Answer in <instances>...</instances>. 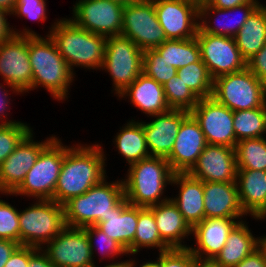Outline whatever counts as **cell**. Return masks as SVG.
<instances>
[{"label":"cell","instance_id":"obj_1","mask_svg":"<svg viewBox=\"0 0 266 267\" xmlns=\"http://www.w3.org/2000/svg\"><path fill=\"white\" fill-rule=\"evenodd\" d=\"M97 142L88 145L78 141L65 152L53 196L58 204L84 194L108 176L106 150Z\"/></svg>","mask_w":266,"mask_h":267},{"label":"cell","instance_id":"obj_2","mask_svg":"<svg viewBox=\"0 0 266 267\" xmlns=\"http://www.w3.org/2000/svg\"><path fill=\"white\" fill-rule=\"evenodd\" d=\"M28 53L32 68V91L43 88L62 104L69 99L76 76L59 53L50 35H28Z\"/></svg>","mask_w":266,"mask_h":267},{"label":"cell","instance_id":"obj_3","mask_svg":"<svg viewBox=\"0 0 266 267\" xmlns=\"http://www.w3.org/2000/svg\"><path fill=\"white\" fill-rule=\"evenodd\" d=\"M54 22V23H53ZM45 35L55 42L69 69L76 75V68L90 71L101 69L104 60L106 37L77 26L66 17L56 18Z\"/></svg>","mask_w":266,"mask_h":267},{"label":"cell","instance_id":"obj_4","mask_svg":"<svg viewBox=\"0 0 266 267\" xmlns=\"http://www.w3.org/2000/svg\"><path fill=\"white\" fill-rule=\"evenodd\" d=\"M174 172L164 157L150 156L129 166L122 177L124 196L129 204L150 207L167 201Z\"/></svg>","mask_w":266,"mask_h":267},{"label":"cell","instance_id":"obj_5","mask_svg":"<svg viewBox=\"0 0 266 267\" xmlns=\"http://www.w3.org/2000/svg\"><path fill=\"white\" fill-rule=\"evenodd\" d=\"M108 177L84 194L63 204L68 227L84 228L106 221V217L112 213V208L125 197L122 178L110 181Z\"/></svg>","mask_w":266,"mask_h":267},{"label":"cell","instance_id":"obj_6","mask_svg":"<svg viewBox=\"0 0 266 267\" xmlns=\"http://www.w3.org/2000/svg\"><path fill=\"white\" fill-rule=\"evenodd\" d=\"M72 146L65 144L58 134L40 153L34 165L27 172L20 187L13 194L33 200H53L57 179L63 165L64 154Z\"/></svg>","mask_w":266,"mask_h":267},{"label":"cell","instance_id":"obj_7","mask_svg":"<svg viewBox=\"0 0 266 267\" xmlns=\"http://www.w3.org/2000/svg\"><path fill=\"white\" fill-rule=\"evenodd\" d=\"M66 226L63 205L54 200H33L19 209L20 245L42 249Z\"/></svg>","mask_w":266,"mask_h":267},{"label":"cell","instance_id":"obj_8","mask_svg":"<svg viewBox=\"0 0 266 267\" xmlns=\"http://www.w3.org/2000/svg\"><path fill=\"white\" fill-rule=\"evenodd\" d=\"M143 56L144 51L125 36L115 35L106 38L100 71L109 74L113 96L121 94L143 72Z\"/></svg>","mask_w":266,"mask_h":267},{"label":"cell","instance_id":"obj_9","mask_svg":"<svg viewBox=\"0 0 266 267\" xmlns=\"http://www.w3.org/2000/svg\"><path fill=\"white\" fill-rule=\"evenodd\" d=\"M212 97L233 112L260 108L266 106V84L246 68L216 77Z\"/></svg>","mask_w":266,"mask_h":267},{"label":"cell","instance_id":"obj_10","mask_svg":"<svg viewBox=\"0 0 266 267\" xmlns=\"http://www.w3.org/2000/svg\"><path fill=\"white\" fill-rule=\"evenodd\" d=\"M121 35L142 51L155 49L167 40L155 13L154 0H136L124 6Z\"/></svg>","mask_w":266,"mask_h":267},{"label":"cell","instance_id":"obj_11","mask_svg":"<svg viewBox=\"0 0 266 267\" xmlns=\"http://www.w3.org/2000/svg\"><path fill=\"white\" fill-rule=\"evenodd\" d=\"M71 19L92 33L111 37L121 35L124 6L109 0H76Z\"/></svg>","mask_w":266,"mask_h":267},{"label":"cell","instance_id":"obj_12","mask_svg":"<svg viewBox=\"0 0 266 267\" xmlns=\"http://www.w3.org/2000/svg\"><path fill=\"white\" fill-rule=\"evenodd\" d=\"M196 40L200 47L201 60L213 79L247 68V61L241 55L234 37L211 35L198 28Z\"/></svg>","mask_w":266,"mask_h":267},{"label":"cell","instance_id":"obj_13","mask_svg":"<svg viewBox=\"0 0 266 267\" xmlns=\"http://www.w3.org/2000/svg\"><path fill=\"white\" fill-rule=\"evenodd\" d=\"M33 131L0 164L1 194H13L20 187L41 151L57 136L51 134L52 136H47L45 139L38 141L35 140L36 135Z\"/></svg>","mask_w":266,"mask_h":267},{"label":"cell","instance_id":"obj_14","mask_svg":"<svg viewBox=\"0 0 266 267\" xmlns=\"http://www.w3.org/2000/svg\"><path fill=\"white\" fill-rule=\"evenodd\" d=\"M42 250L56 267H94L92 251L83 228L66 226Z\"/></svg>","mask_w":266,"mask_h":267},{"label":"cell","instance_id":"obj_15","mask_svg":"<svg viewBox=\"0 0 266 267\" xmlns=\"http://www.w3.org/2000/svg\"><path fill=\"white\" fill-rule=\"evenodd\" d=\"M190 113L199 123L207 144L236 147L231 109L208 97L199 99Z\"/></svg>","mask_w":266,"mask_h":267},{"label":"cell","instance_id":"obj_16","mask_svg":"<svg viewBox=\"0 0 266 267\" xmlns=\"http://www.w3.org/2000/svg\"><path fill=\"white\" fill-rule=\"evenodd\" d=\"M0 76L23 95L32 91L28 35H13L0 43Z\"/></svg>","mask_w":266,"mask_h":267},{"label":"cell","instance_id":"obj_17","mask_svg":"<svg viewBox=\"0 0 266 267\" xmlns=\"http://www.w3.org/2000/svg\"><path fill=\"white\" fill-rule=\"evenodd\" d=\"M157 19L166 38L172 40L196 37L199 7L188 0H154Z\"/></svg>","mask_w":266,"mask_h":267},{"label":"cell","instance_id":"obj_18","mask_svg":"<svg viewBox=\"0 0 266 267\" xmlns=\"http://www.w3.org/2000/svg\"><path fill=\"white\" fill-rule=\"evenodd\" d=\"M187 173L203 182H236L235 148L207 144Z\"/></svg>","mask_w":266,"mask_h":267},{"label":"cell","instance_id":"obj_19","mask_svg":"<svg viewBox=\"0 0 266 267\" xmlns=\"http://www.w3.org/2000/svg\"><path fill=\"white\" fill-rule=\"evenodd\" d=\"M207 142L199 123L190 113L181 123L170 155L166 158L174 173H187Z\"/></svg>","mask_w":266,"mask_h":267},{"label":"cell","instance_id":"obj_20","mask_svg":"<svg viewBox=\"0 0 266 267\" xmlns=\"http://www.w3.org/2000/svg\"><path fill=\"white\" fill-rule=\"evenodd\" d=\"M189 114L190 112L186 110L170 109L149 116L148 122L143 121L150 156L167 158L170 155L181 123Z\"/></svg>","mask_w":266,"mask_h":267},{"label":"cell","instance_id":"obj_21","mask_svg":"<svg viewBox=\"0 0 266 267\" xmlns=\"http://www.w3.org/2000/svg\"><path fill=\"white\" fill-rule=\"evenodd\" d=\"M234 218H205L192 228L195 243L188 249L198 260L213 261L224 247L229 232L240 221ZM194 245V246H193Z\"/></svg>","mask_w":266,"mask_h":267},{"label":"cell","instance_id":"obj_22","mask_svg":"<svg viewBox=\"0 0 266 267\" xmlns=\"http://www.w3.org/2000/svg\"><path fill=\"white\" fill-rule=\"evenodd\" d=\"M260 4V1H249L229 9L215 8L208 4L201 5L199 7V29L211 35L235 37Z\"/></svg>","mask_w":266,"mask_h":267},{"label":"cell","instance_id":"obj_23","mask_svg":"<svg viewBox=\"0 0 266 267\" xmlns=\"http://www.w3.org/2000/svg\"><path fill=\"white\" fill-rule=\"evenodd\" d=\"M171 186L177 190L171 200L191 228L205 219L203 181L188 173H174ZM176 187V188H175ZM178 188V189H177Z\"/></svg>","mask_w":266,"mask_h":267},{"label":"cell","instance_id":"obj_24","mask_svg":"<svg viewBox=\"0 0 266 267\" xmlns=\"http://www.w3.org/2000/svg\"><path fill=\"white\" fill-rule=\"evenodd\" d=\"M148 208L154 214L162 241L170 249H186L189 247L187 241H192L189 240L190 237L192 238V228L185 221L171 198Z\"/></svg>","mask_w":266,"mask_h":267},{"label":"cell","instance_id":"obj_25","mask_svg":"<svg viewBox=\"0 0 266 267\" xmlns=\"http://www.w3.org/2000/svg\"><path fill=\"white\" fill-rule=\"evenodd\" d=\"M203 192L205 218L246 219L236 182H203Z\"/></svg>","mask_w":266,"mask_h":267},{"label":"cell","instance_id":"obj_26","mask_svg":"<svg viewBox=\"0 0 266 267\" xmlns=\"http://www.w3.org/2000/svg\"><path fill=\"white\" fill-rule=\"evenodd\" d=\"M236 184L244 213L255 221L266 220V171L237 169Z\"/></svg>","mask_w":266,"mask_h":267},{"label":"cell","instance_id":"obj_27","mask_svg":"<svg viewBox=\"0 0 266 267\" xmlns=\"http://www.w3.org/2000/svg\"><path fill=\"white\" fill-rule=\"evenodd\" d=\"M118 99L130 102L133 107L144 113L146 117L164 113L170 110L164 94L163 85L141 73L138 78L128 86Z\"/></svg>","mask_w":266,"mask_h":267},{"label":"cell","instance_id":"obj_28","mask_svg":"<svg viewBox=\"0 0 266 267\" xmlns=\"http://www.w3.org/2000/svg\"><path fill=\"white\" fill-rule=\"evenodd\" d=\"M138 222V206L131 205L124 197L106 217V221L96 226L110 238L120 243L128 252L134 255V236Z\"/></svg>","mask_w":266,"mask_h":267},{"label":"cell","instance_id":"obj_29","mask_svg":"<svg viewBox=\"0 0 266 267\" xmlns=\"http://www.w3.org/2000/svg\"><path fill=\"white\" fill-rule=\"evenodd\" d=\"M249 221L238 222L229 232L220 253L212 261L218 267H234L260 245V236H254Z\"/></svg>","mask_w":266,"mask_h":267},{"label":"cell","instance_id":"obj_30","mask_svg":"<svg viewBox=\"0 0 266 267\" xmlns=\"http://www.w3.org/2000/svg\"><path fill=\"white\" fill-rule=\"evenodd\" d=\"M113 136L112 142L117 153L130 166L142 159L150 157L147 147L143 120L128 119Z\"/></svg>","mask_w":266,"mask_h":267},{"label":"cell","instance_id":"obj_31","mask_svg":"<svg viewBox=\"0 0 266 267\" xmlns=\"http://www.w3.org/2000/svg\"><path fill=\"white\" fill-rule=\"evenodd\" d=\"M243 58L248 61L266 43V5L261 3L234 37Z\"/></svg>","mask_w":266,"mask_h":267},{"label":"cell","instance_id":"obj_32","mask_svg":"<svg viewBox=\"0 0 266 267\" xmlns=\"http://www.w3.org/2000/svg\"><path fill=\"white\" fill-rule=\"evenodd\" d=\"M164 252L170 248L162 241L153 212L148 207L138 206V222L134 236V255L143 249Z\"/></svg>","mask_w":266,"mask_h":267},{"label":"cell","instance_id":"obj_33","mask_svg":"<svg viewBox=\"0 0 266 267\" xmlns=\"http://www.w3.org/2000/svg\"><path fill=\"white\" fill-rule=\"evenodd\" d=\"M171 66L179 69L201 59L200 47L196 37L182 40L167 39L155 48Z\"/></svg>","mask_w":266,"mask_h":267},{"label":"cell","instance_id":"obj_34","mask_svg":"<svg viewBox=\"0 0 266 267\" xmlns=\"http://www.w3.org/2000/svg\"><path fill=\"white\" fill-rule=\"evenodd\" d=\"M236 144L240 140L266 137V106L233 112Z\"/></svg>","mask_w":266,"mask_h":267},{"label":"cell","instance_id":"obj_35","mask_svg":"<svg viewBox=\"0 0 266 267\" xmlns=\"http://www.w3.org/2000/svg\"><path fill=\"white\" fill-rule=\"evenodd\" d=\"M87 234L90 249L92 251V256L94 260V265H97L96 256L99 255L101 257L99 259V264L103 262V260L109 261L108 264H114L122 261V257L126 256L128 258V252L124 249V247L118 243L116 240L110 238L107 234H105L101 229H99L96 225H91L83 228ZM96 251L98 252L96 253ZM98 254V255H96ZM101 254V255H100ZM122 256V257H121ZM120 258V259H118ZM116 259V260H114ZM112 261V262H111ZM115 261V262H114ZM111 262V263H110Z\"/></svg>","mask_w":266,"mask_h":267},{"label":"cell","instance_id":"obj_36","mask_svg":"<svg viewBox=\"0 0 266 267\" xmlns=\"http://www.w3.org/2000/svg\"><path fill=\"white\" fill-rule=\"evenodd\" d=\"M235 152L237 169L266 171V137L240 140Z\"/></svg>","mask_w":266,"mask_h":267},{"label":"cell","instance_id":"obj_37","mask_svg":"<svg viewBox=\"0 0 266 267\" xmlns=\"http://www.w3.org/2000/svg\"><path fill=\"white\" fill-rule=\"evenodd\" d=\"M177 75L199 99L212 97L214 79L201 59L177 69Z\"/></svg>","mask_w":266,"mask_h":267},{"label":"cell","instance_id":"obj_38","mask_svg":"<svg viewBox=\"0 0 266 267\" xmlns=\"http://www.w3.org/2000/svg\"><path fill=\"white\" fill-rule=\"evenodd\" d=\"M166 102L170 109L191 111L199 98L190 91L186 84L178 77H172L163 85Z\"/></svg>","mask_w":266,"mask_h":267},{"label":"cell","instance_id":"obj_39","mask_svg":"<svg viewBox=\"0 0 266 267\" xmlns=\"http://www.w3.org/2000/svg\"><path fill=\"white\" fill-rule=\"evenodd\" d=\"M143 73L164 85L177 75V69L167 63L156 49H148L144 51Z\"/></svg>","mask_w":266,"mask_h":267},{"label":"cell","instance_id":"obj_40","mask_svg":"<svg viewBox=\"0 0 266 267\" xmlns=\"http://www.w3.org/2000/svg\"><path fill=\"white\" fill-rule=\"evenodd\" d=\"M32 130H34L33 127L23 121L10 125H0V164Z\"/></svg>","mask_w":266,"mask_h":267},{"label":"cell","instance_id":"obj_41","mask_svg":"<svg viewBox=\"0 0 266 267\" xmlns=\"http://www.w3.org/2000/svg\"><path fill=\"white\" fill-rule=\"evenodd\" d=\"M0 239L20 244L19 209L7 199H0Z\"/></svg>","mask_w":266,"mask_h":267},{"label":"cell","instance_id":"obj_42","mask_svg":"<svg viewBox=\"0 0 266 267\" xmlns=\"http://www.w3.org/2000/svg\"><path fill=\"white\" fill-rule=\"evenodd\" d=\"M47 0H16L12 17L25 18V20L42 24L48 19Z\"/></svg>","mask_w":266,"mask_h":267},{"label":"cell","instance_id":"obj_43","mask_svg":"<svg viewBox=\"0 0 266 267\" xmlns=\"http://www.w3.org/2000/svg\"><path fill=\"white\" fill-rule=\"evenodd\" d=\"M197 260L188 248L161 252L162 267H194Z\"/></svg>","mask_w":266,"mask_h":267},{"label":"cell","instance_id":"obj_44","mask_svg":"<svg viewBox=\"0 0 266 267\" xmlns=\"http://www.w3.org/2000/svg\"><path fill=\"white\" fill-rule=\"evenodd\" d=\"M11 94L23 96V94L18 89L11 86L9 83L5 81H3V83L0 82V125H10L22 122L18 119L15 120L9 118V116H11L9 112L10 109H12L10 108V105H12L11 101L13 102V100L10 99Z\"/></svg>","mask_w":266,"mask_h":267},{"label":"cell","instance_id":"obj_45","mask_svg":"<svg viewBox=\"0 0 266 267\" xmlns=\"http://www.w3.org/2000/svg\"><path fill=\"white\" fill-rule=\"evenodd\" d=\"M8 16L11 18V13L0 8V43L6 41L13 35H40L37 31L31 30L29 26L22 27L23 29H16V27L11 26L10 22L7 21Z\"/></svg>","mask_w":266,"mask_h":267},{"label":"cell","instance_id":"obj_46","mask_svg":"<svg viewBox=\"0 0 266 267\" xmlns=\"http://www.w3.org/2000/svg\"><path fill=\"white\" fill-rule=\"evenodd\" d=\"M247 68L266 84V43L258 53L247 61Z\"/></svg>","mask_w":266,"mask_h":267},{"label":"cell","instance_id":"obj_47","mask_svg":"<svg viewBox=\"0 0 266 267\" xmlns=\"http://www.w3.org/2000/svg\"><path fill=\"white\" fill-rule=\"evenodd\" d=\"M29 246L19 245L9 257L4 267H28Z\"/></svg>","mask_w":266,"mask_h":267},{"label":"cell","instance_id":"obj_48","mask_svg":"<svg viewBox=\"0 0 266 267\" xmlns=\"http://www.w3.org/2000/svg\"><path fill=\"white\" fill-rule=\"evenodd\" d=\"M234 267H266V253L264 249L259 245Z\"/></svg>","mask_w":266,"mask_h":267},{"label":"cell","instance_id":"obj_49","mask_svg":"<svg viewBox=\"0 0 266 267\" xmlns=\"http://www.w3.org/2000/svg\"><path fill=\"white\" fill-rule=\"evenodd\" d=\"M28 267H56L49 261L47 254L39 248L29 246Z\"/></svg>","mask_w":266,"mask_h":267},{"label":"cell","instance_id":"obj_50","mask_svg":"<svg viewBox=\"0 0 266 267\" xmlns=\"http://www.w3.org/2000/svg\"><path fill=\"white\" fill-rule=\"evenodd\" d=\"M20 244L7 239H0V267H4L9 257Z\"/></svg>","mask_w":266,"mask_h":267},{"label":"cell","instance_id":"obj_51","mask_svg":"<svg viewBox=\"0 0 266 267\" xmlns=\"http://www.w3.org/2000/svg\"><path fill=\"white\" fill-rule=\"evenodd\" d=\"M158 256L156 257V260L154 259L151 260H146L143 262H139V260L135 257L137 255H131L132 258L129 256L128 257V265L129 267H162L161 266V252L157 254ZM138 262V263H137ZM140 263V264H139Z\"/></svg>","mask_w":266,"mask_h":267},{"label":"cell","instance_id":"obj_52","mask_svg":"<svg viewBox=\"0 0 266 267\" xmlns=\"http://www.w3.org/2000/svg\"><path fill=\"white\" fill-rule=\"evenodd\" d=\"M249 1H260V0H210L208 5H211L215 8L220 9H229L242 4H245Z\"/></svg>","mask_w":266,"mask_h":267},{"label":"cell","instance_id":"obj_53","mask_svg":"<svg viewBox=\"0 0 266 267\" xmlns=\"http://www.w3.org/2000/svg\"><path fill=\"white\" fill-rule=\"evenodd\" d=\"M16 4V0H0V8L12 13Z\"/></svg>","mask_w":266,"mask_h":267},{"label":"cell","instance_id":"obj_54","mask_svg":"<svg viewBox=\"0 0 266 267\" xmlns=\"http://www.w3.org/2000/svg\"><path fill=\"white\" fill-rule=\"evenodd\" d=\"M94 267H99L98 266V263L97 265H95ZM100 267H129L128 265V259H123V261H120V262H117V263H114V264H104V266H100Z\"/></svg>","mask_w":266,"mask_h":267},{"label":"cell","instance_id":"obj_55","mask_svg":"<svg viewBox=\"0 0 266 267\" xmlns=\"http://www.w3.org/2000/svg\"><path fill=\"white\" fill-rule=\"evenodd\" d=\"M194 267H218L212 261L197 260Z\"/></svg>","mask_w":266,"mask_h":267},{"label":"cell","instance_id":"obj_56","mask_svg":"<svg viewBox=\"0 0 266 267\" xmlns=\"http://www.w3.org/2000/svg\"><path fill=\"white\" fill-rule=\"evenodd\" d=\"M109 1L118 3V4L123 5V6H126L127 4L132 3V2H134L136 0H109Z\"/></svg>","mask_w":266,"mask_h":267},{"label":"cell","instance_id":"obj_57","mask_svg":"<svg viewBox=\"0 0 266 267\" xmlns=\"http://www.w3.org/2000/svg\"><path fill=\"white\" fill-rule=\"evenodd\" d=\"M192 3H194L195 5H197L198 7H200L201 5H204V4H208V2L210 0H188Z\"/></svg>","mask_w":266,"mask_h":267},{"label":"cell","instance_id":"obj_58","mask_svg":"<svg viewBox=\"0 0 266 267\" xmlns=\"http://www.w3.org/2000/svg\"><path fill=\"white\" fill-rule=\"evenodd\" d=\"M260 246L264 249L266 253V234L260 235Z\"/></svg>","mask_w":266,"mask_h":267}]
</instances>
